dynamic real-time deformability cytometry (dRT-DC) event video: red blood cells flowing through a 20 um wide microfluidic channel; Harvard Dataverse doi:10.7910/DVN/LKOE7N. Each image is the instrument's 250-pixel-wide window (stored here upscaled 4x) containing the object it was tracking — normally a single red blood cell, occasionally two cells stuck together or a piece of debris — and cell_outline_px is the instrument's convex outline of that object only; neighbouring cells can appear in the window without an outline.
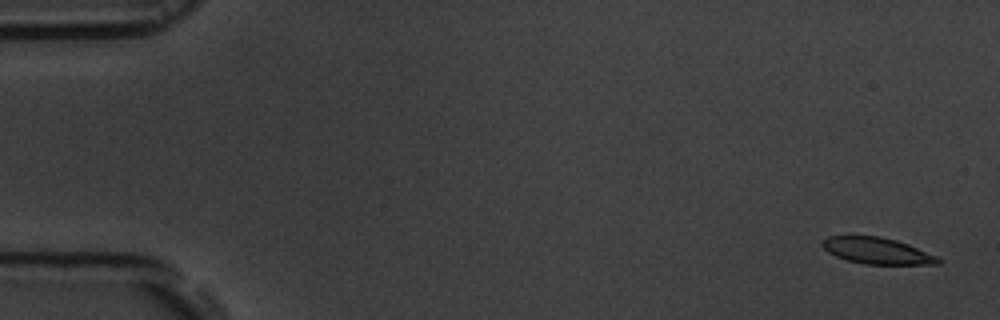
{"species": "common noctule bat (a hibernating species)", "species_latin": "Nyctalus noctula", "temperature_condition": "room temperature", "stored_images_in_passage": 5, "camera_frame_rate_fps": 3000, "um_per_image_px": 0.085, "animal": {"sex": "male", "body_mass_g": 19.5, "forearm_length_mm": 54.6}, "frame": {"image": 1, "passage_image": 1, "time_ms": 0.0, "image_size_px": [1000, 320], "cell_outline_px": [[940, 264], [864, 264], [848, 260], [836, 256], [828, 252], [820, 244], [828, 236], [848, 232], [852, 232], [880, 236], [896, 240], [908, 244], [936, 256], [940, 260]], "centroid_in_image_um": [74.44, 21.25], "position_along_channel_um": 10.6, "area_um2": 18.38}}